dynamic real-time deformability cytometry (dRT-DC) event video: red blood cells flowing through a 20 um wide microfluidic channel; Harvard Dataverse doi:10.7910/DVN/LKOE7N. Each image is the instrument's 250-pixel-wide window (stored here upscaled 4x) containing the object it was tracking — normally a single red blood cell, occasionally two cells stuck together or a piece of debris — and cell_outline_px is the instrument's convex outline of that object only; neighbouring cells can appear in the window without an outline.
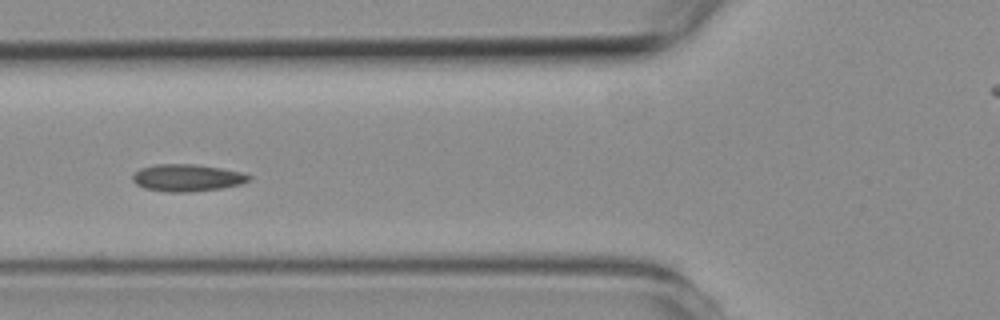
{"species": "common noctule bat (a hibernating species)", "species_latin": "Nyctalus noctula", "temperature_condition": "room temperature", "stored_images_in_passage": 9, "camera_frame_rate_fps": 3000, "um_per_image_px": 0.085, "animal": {"sex": "female", "body_mass_g": 19.3, "forearm_length_mm": 54.1}, "frame": {"image": 1, "passage_image": 6, "time_ms": 5.667, "image_size_px": [1000, 320], "cell_outline_px": [[252, 180], [244, 184], [220, 188], [188, 192], [168, 192], [144, 188], [136, 184], [132, 180], [132, 176], [140, 168], [156, 164], [196, 164], [220, 168], [240, 172], [252, 176]], "centroid_in_image_um": [15.92, 15.11], "position_along_channel_um": 109.9, "area_um2": 18.44}}
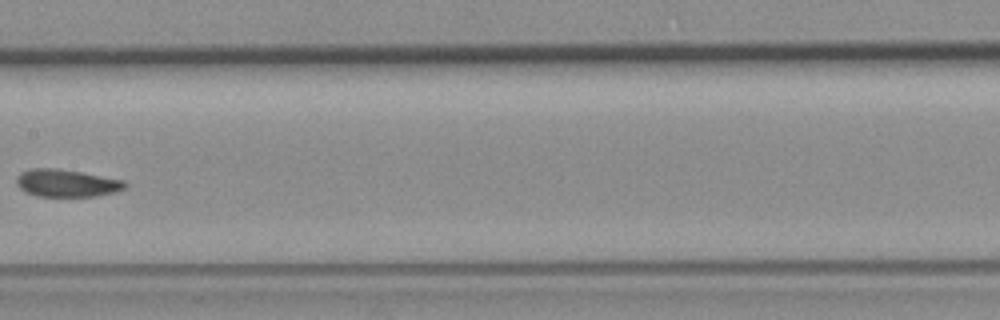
{"frame": {"image": 2, "passage_image": 8, "time_ms": 8.0, "image_size_px": [1000, 320], "cell_outline_px": [[128, 184], [124, 188], [116, 192], [96, 196], [36, 196], [20, 188], [16, 184], [16, 176], [20, 172], [32, 168], [56, 168], [80, 172], [124, 180]], "centroid_in_image_um": [5.65, 15.56], "position_along_channel_um": 201.7, "area_um2": 17.34}}
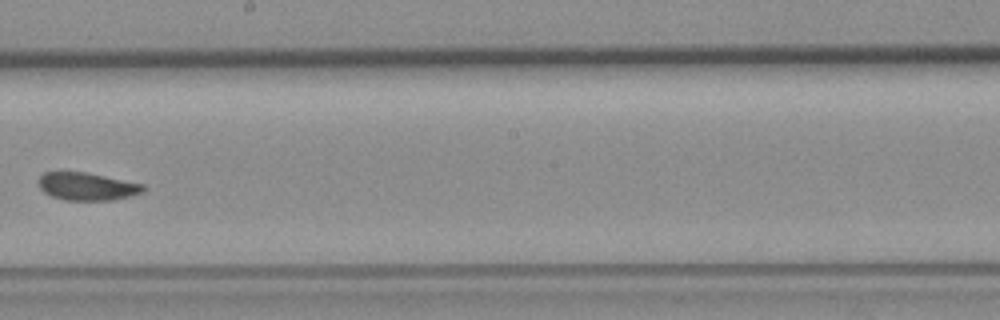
{"frame": {"image": 3, "passage_image": 9, "time_ms": 9.0, "image_size_px": [1000, 320], "cell_outline_px": [[144, 192], [112, 200], [64, 200], [52, 196], [44, 192], [40, 188], [36, 180], [44, 172], [88, 172], [144, 184]], "centroid_in_image_um": [7.37, 15.84], "position_along_channel_um": 240.8, "area_um2": 16.99}}